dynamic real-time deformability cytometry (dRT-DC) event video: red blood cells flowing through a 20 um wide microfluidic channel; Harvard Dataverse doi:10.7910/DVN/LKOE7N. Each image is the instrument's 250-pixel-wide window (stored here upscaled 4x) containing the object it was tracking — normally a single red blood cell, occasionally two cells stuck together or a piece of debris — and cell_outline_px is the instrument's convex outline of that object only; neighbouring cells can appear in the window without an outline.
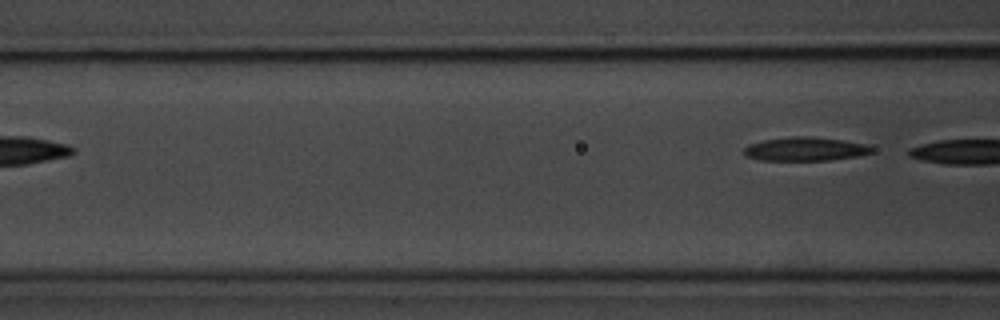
{"species": "common noctule bat (a hibernating species)", "species_latin": "Nyctalus noctula", "temperature_condition": "room temperature", "stored_images_in_passage": 5, "camera_frame_rate_fps": 3000, "um_per_image_px": 0.085, "animal": {"sex": "male", "body_mass_g": 20.1, "forearm_length_mm": 53.5}, "frame": {"image": 1, "passage_image": 5, "time_ms": 5.667, "image_size_px": [1000, 320], "cell_outline_px": [[872, 152], [860, 156], [828, 160], [760, 160], [744, 156], [744, 148], [748, 144], [764, 140], [792, 136], [808, 136], [840, 140], [868, 144], [872, 148]], "centroid_in_image_um": [68.42, 12.67], "position_along_channel_um": 98.2, "area_um2": 17.63}}